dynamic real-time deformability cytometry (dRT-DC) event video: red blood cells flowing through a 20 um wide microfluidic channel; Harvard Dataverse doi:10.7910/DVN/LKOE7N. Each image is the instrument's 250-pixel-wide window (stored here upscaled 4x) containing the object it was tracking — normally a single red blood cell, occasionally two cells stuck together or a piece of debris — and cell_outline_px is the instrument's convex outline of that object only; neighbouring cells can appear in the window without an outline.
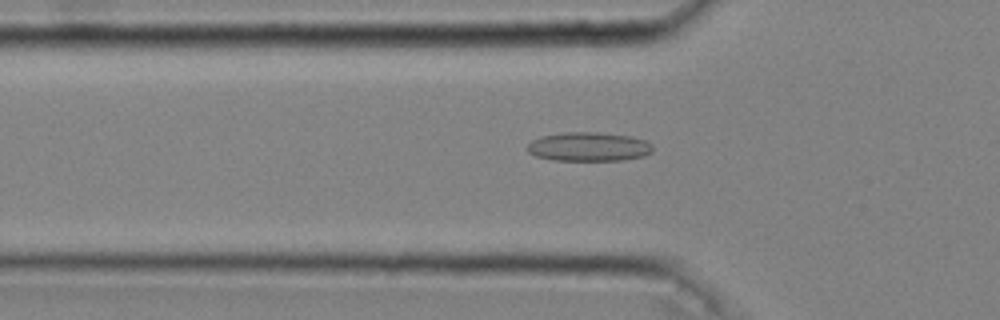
{"species": "common noctule bat (a hibernating species)", "species_latin": "Nyctalus noctula", "temperature_condition": "cold", "stored_images_in_passage": 41, "camera_frame_rate_fps": 3000, "um_per_image_px": 0.085, "animal": {"sex": "male", "body_mass_g": 20.4}, "frame": {"image": 1, "passage_image": 12, "time_ms": 3.667, "image_size_px": [1000, 320], "cell_outline_px": [[652, 152], [644, 156], [624, 160], [552, 160], [536, 156], [528, 152], [528, 144], [532, 140], [540, 136], [564, 132], [600, 132], [632, 136], [644, 140], [652, 144]], "centroid_in_image_um": [50.05, 12.46], "position_along_channel_um": 75.7, "area_um2": 21.33}}
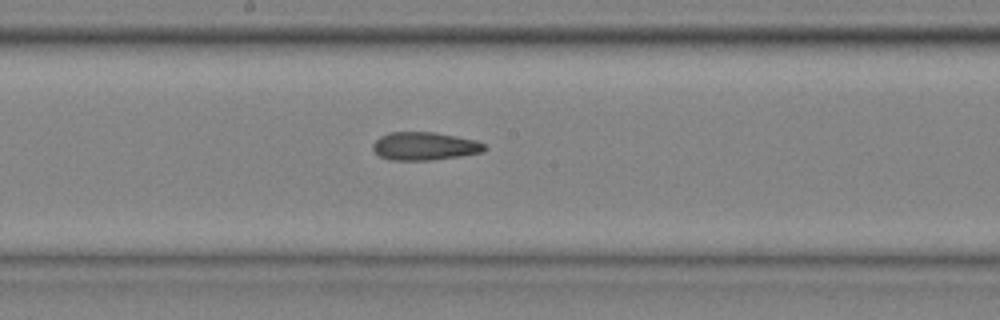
{"frame": {"image": 2, "passage_image": 22, "time_ms": 7.0, "image_size_px": [1000, 320], "cell_outline_px": [[488, 148], [484, 152], [460, 156], [432, 160], [388, 160], [380, 156], [372, 148], [372, 144], [380, 136], [388, 132], [436, 132], [476, 140], [484, 144]], "centroid_in_image_um": [36.1, 12.42], "position_along_channel_um": 212.1, "area_um2": 18.44}}
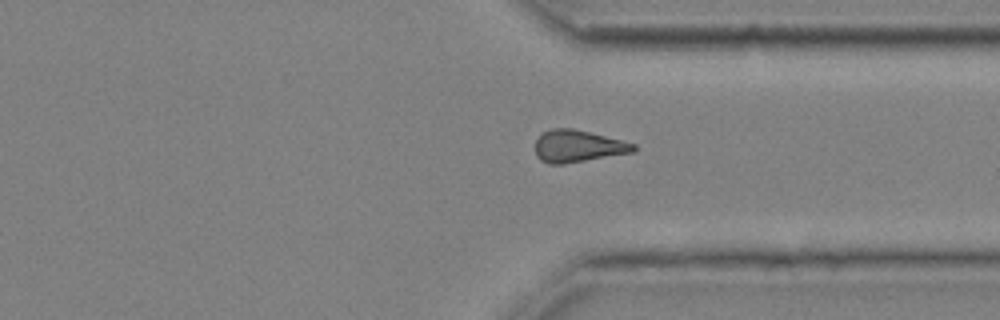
{"frame": {"image": 3, "passage_image": 33, "time_ms": 10.667, "image_size_px": [1000, 320], "cell_outline_px": [[636, 152], [564, 164], [548, 164], [540, 160], [536, 156], [536, 140], [544, 132], [552, 128], [572, 128], [636, 144]], "centroid_in_image_um": [49.12, 12.44], "position_along_channel_um": 362.3, "area_um2": 18.32}, "authors_computed_cell_mechanics": {"area_um2": 18.6694, "velocity_mm_per_s": 4.0856, "shape_relaxation_time_tau1_ms": null, "shape_relaxation_time_tau2_ms": 4.451, "deformation_change_tau1": null, "deformation_change_tau2": 0.1362}}